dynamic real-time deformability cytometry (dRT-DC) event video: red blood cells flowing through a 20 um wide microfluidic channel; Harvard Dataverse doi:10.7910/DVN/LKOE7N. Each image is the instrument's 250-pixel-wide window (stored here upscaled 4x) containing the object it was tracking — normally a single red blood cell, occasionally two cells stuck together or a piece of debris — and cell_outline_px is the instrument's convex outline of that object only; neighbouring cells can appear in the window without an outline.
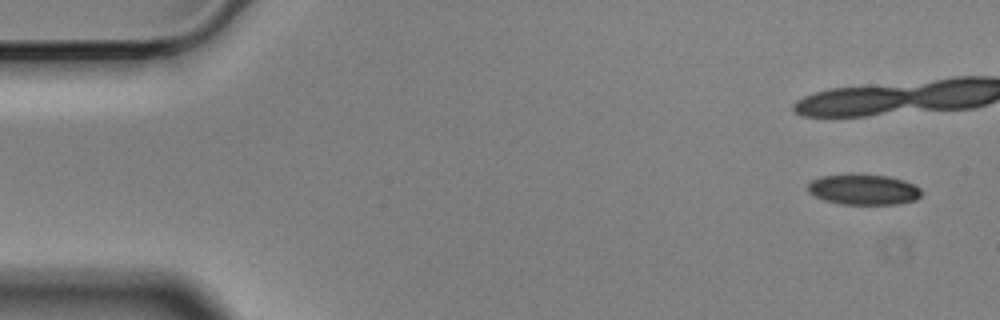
{"species": "Egyptian fruit bat (a non-hibernating species)", "species_latin": "Rousettus aegyptiacus", "temperature_condition": "cold", "stored_images_in_passage": 7, "camera_frame_rate_fps": 3000, "um_per_image_px": 0.085, "animal": {"sex": "male"}, "frame": {"image": 1, "passage_image": 1, "time_ms": 0.0, "image_size_px": [1000, 320], "cell_outline_px": [[920, 196], [916, 200], [896, 204], [840, 204], [824, 200], [808, 192], [808, 184], [812, 180], [820, 176], [888, 176], [904, 180], [916, 184], [920, 188]], "centroid_in_image_um": [73.43, 16.14], "position_along_channel_um": 11.6, "area_um2": 19.71}}
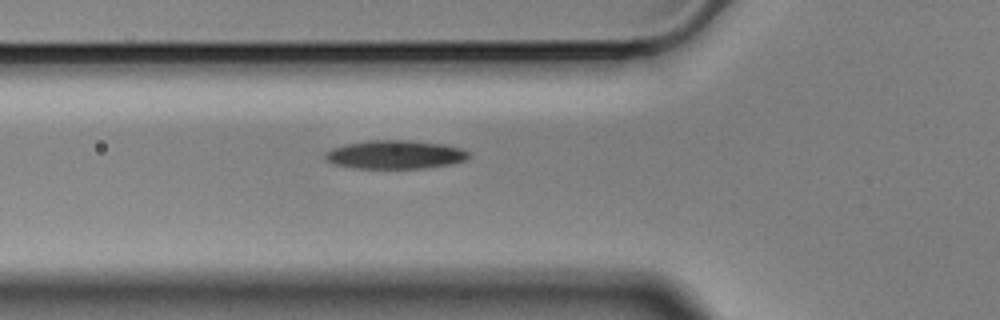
{"frame": {"image": 2, "passage_image": 7, "time_ms": 2.0, "image_size_px": [1000, 320], "cell_outline_px": [[468, 156], [464, 160], [452, 164], [424, 168], [352, 168], [332, 164], [324, 160], [324, 152], [332, 148], [344, 144], [368, 140], [408, 140], [444, 144], [460, 148], [468, 152]], "centroid_in_image_um": [33.5, 13.14], "position_along_channel_um": 92.3, "area_um2": 24.04}}